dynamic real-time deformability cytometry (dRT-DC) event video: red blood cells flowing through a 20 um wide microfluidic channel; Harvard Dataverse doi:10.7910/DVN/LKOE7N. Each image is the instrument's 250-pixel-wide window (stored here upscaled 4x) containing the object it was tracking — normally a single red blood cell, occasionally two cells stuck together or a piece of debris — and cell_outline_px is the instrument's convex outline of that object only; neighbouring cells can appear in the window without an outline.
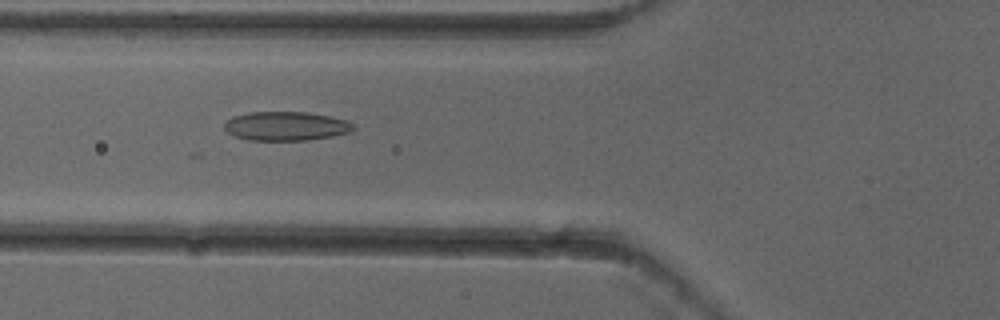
{"species": "common noctule bat (a hibernating species)", "species_latin": "Nyctalus noctula", "temperature_condition": "cold", "stored_images_in_passage": 5, "camera_frame_rate_fps": 3000, "um_per_image_px": 0.085, "animal": {"sex": "female"}, "frame": {"image": 1, "passage_image": 3, "time_ms": 0.667, "image_size_px": [1000, 320], "cell_outline_px": [[352, 128], [348, 132], [332, 136], [308, 140], [248, 140], [236, 136], [228, 132], [224, 128], [224, 124], [232, 116], [248, 112], [304, 112], [332, 116], [348, 120], [352, 124]], "centroid_in_image_um": [24.28, 10.71], "position_along_channel_um": 101.5, "area_um2": 21.68}}
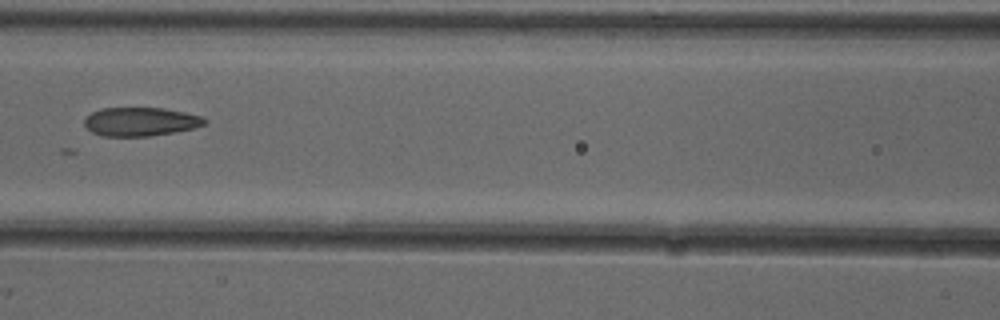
{"frame": {"image": 2, "passage_image": 4, "time_ms": 1.0, "image_size_px": [1000, 320], "cell_outline_px": [[208, 124], [196, 128], [148, 136], [104, 136], [92, 132], [84, 124], [84, 116], [100, 108], [164, 108], [204, 116], [208, 120]], "centroid_in_image_um": [11.98, 10.33], "position_along_channel_um": 154.6, "area_um2": 20.29}}